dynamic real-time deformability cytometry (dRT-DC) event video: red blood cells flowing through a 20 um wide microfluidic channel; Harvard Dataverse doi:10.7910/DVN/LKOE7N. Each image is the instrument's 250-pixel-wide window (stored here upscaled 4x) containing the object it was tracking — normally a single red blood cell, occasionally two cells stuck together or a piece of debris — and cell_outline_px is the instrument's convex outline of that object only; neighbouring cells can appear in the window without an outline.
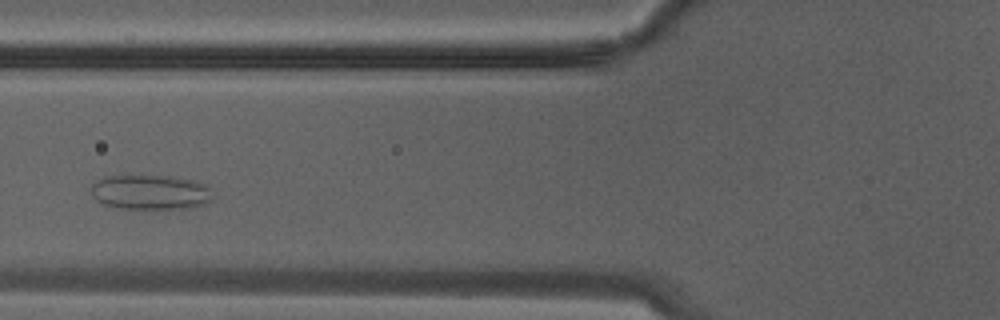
{"species": "Egyptian fruit bat (a non-hibernating species)", "species_latin": "Rousettus aegyptiacus", "temperature_condition": "warm", "stored_images_in_passage": 26, "camera_frame_rate_fps": 3000, "um_per_image_px": 0.085, "animal": {"sex": "male"}, "frame": {"image": 1, "passage_image": 8, "time_ms": 2.333, "image_size_px": [1000, 320], "cell_outline_px": [[212, 200], [196, 208], [116, 208], [104, 204], [96, 200], [92, 196], [92, 184], [96, 180], [104, 176], [124, 172], [172, 176], [192, 180], [204, 184], [208, 188], [212, 196]], "centroid_in_image_um": [12.72, 16.28], "position_along_channel_um": 113.1, "area_um2": 25.61}}